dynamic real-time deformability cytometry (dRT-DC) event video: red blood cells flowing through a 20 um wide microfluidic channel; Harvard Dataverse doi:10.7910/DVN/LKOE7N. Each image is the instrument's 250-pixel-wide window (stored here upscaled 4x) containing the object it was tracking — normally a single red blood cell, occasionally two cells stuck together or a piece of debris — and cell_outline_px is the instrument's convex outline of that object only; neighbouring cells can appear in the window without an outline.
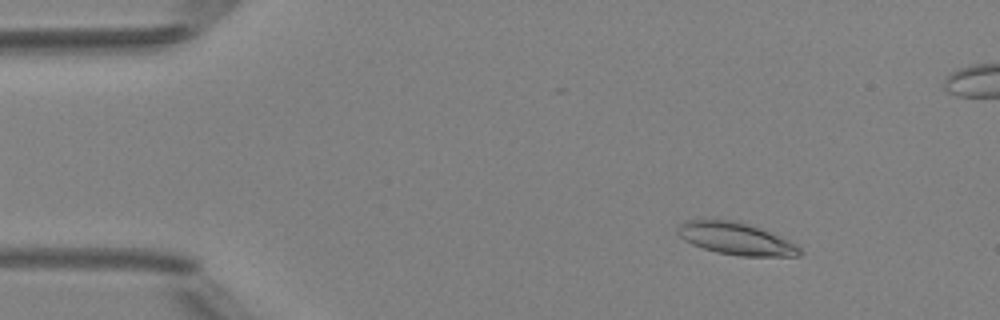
{"species": "Egyptian fruit bat (a non-hibernating species)", "species_latin": "Rousettus aegyptiacus", "temperature_condition": "room temperature", "stored_images_in_passage": 5, "camera_frame_rate_fps": 3000, "um_per_image_px": 0.085, "animal": {"sex": "female"}, "frame": {"image": 1, "passage_image": 2, "time_ms": 1.0, "image_size_px": [1000, 320], "cell_outline_px": [[804, 252], [800, 256], [740, 256], [716, 252], [692, 244], [684, 240], [676, 232], [676, 228], [684, 220], [740, 220], [760, 228], [788, 240], [796, 244]], "centroid_in_image_um": [62.56, 20.28], "position_along_channel_um": 22.4, "area_um2": 23.0}}